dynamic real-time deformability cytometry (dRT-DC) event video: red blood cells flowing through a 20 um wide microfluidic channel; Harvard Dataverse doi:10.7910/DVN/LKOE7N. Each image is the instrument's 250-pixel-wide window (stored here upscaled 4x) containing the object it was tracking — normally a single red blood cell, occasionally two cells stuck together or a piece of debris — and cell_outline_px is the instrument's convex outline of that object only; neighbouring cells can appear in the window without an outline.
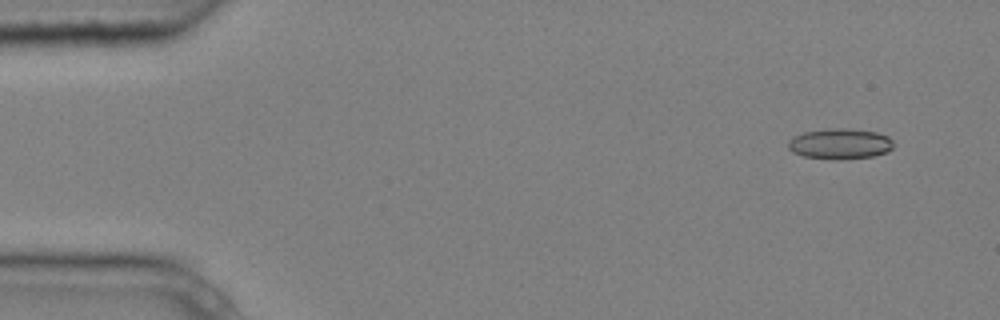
{"species": "common noctule bat (a hibernating species)", "species_latin": "Nyctalus noctula", "temperature_condition": "cold", "stored_images_in_passage": 6, "camera_frame_rate_fps": 3000, "um_per_image_px": 0.085, "animal": {"sex": "male", "body_mass_g": 20.4}, "frame": {"image": 1, "passage_image": 1, "time_ms": 0.0, "image_size_px": [1000, 320], "cell_outline_px": [[892, 148], [888, 152], [876, 156], [840, 160], [832, 160], [804, 156], [792, 152], [788, 148], [788, 140], [792, 136], [804, 132], [832, 128], [848, 128], [876, 132], [888, 136], [892, 140]], "centroid_in_image_um": [71.39, 12.23], "position_along_channel_um": 13.6, "area_um2": 19.07}}
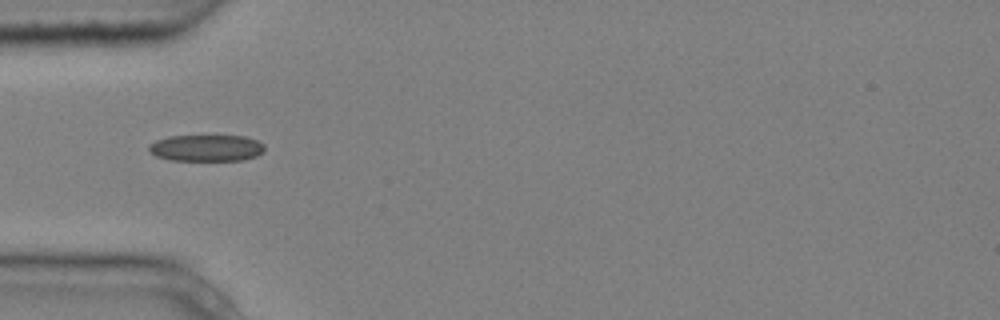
{"frame": {"image": 2, "passage_image": 4, "time_ms": 1.0, "image_size_px": [1000, 320], "cell_outline_px": [[264, 152], [256, 156], [244, 160], [172, 160], [156, 156], [148, 148], [148, 144], [156, 140], [168, 136], [244, 136], [256, 140], [264, 144]], "centroid_in_image_um": [17.55, 12.57], "position_along_channel_um": 67.4, "area_um2": 17.86}}
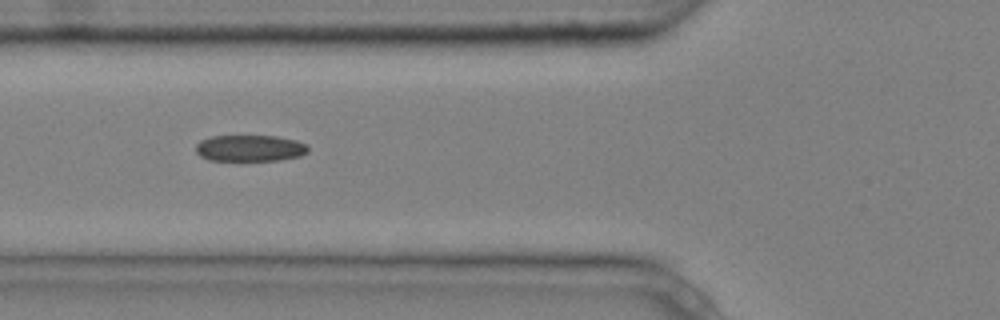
{"frame": {"image": 3, "passage_image": 5, "time_ms": 1.333, "image_size_px": [1000, 320], "cell_outline_px": [[308, 152], [300, 156], [280, 160], [240, 164], [208, 160], [200, 156], [196, 152], [196, 144], [200, 140], [212, 136], [276, 136], [296, 140], [308, 144]], "centroid_in_image_um": [21.22, 12.65], "position_along_channel_um": 104.6, "area_um2": 18.38}}